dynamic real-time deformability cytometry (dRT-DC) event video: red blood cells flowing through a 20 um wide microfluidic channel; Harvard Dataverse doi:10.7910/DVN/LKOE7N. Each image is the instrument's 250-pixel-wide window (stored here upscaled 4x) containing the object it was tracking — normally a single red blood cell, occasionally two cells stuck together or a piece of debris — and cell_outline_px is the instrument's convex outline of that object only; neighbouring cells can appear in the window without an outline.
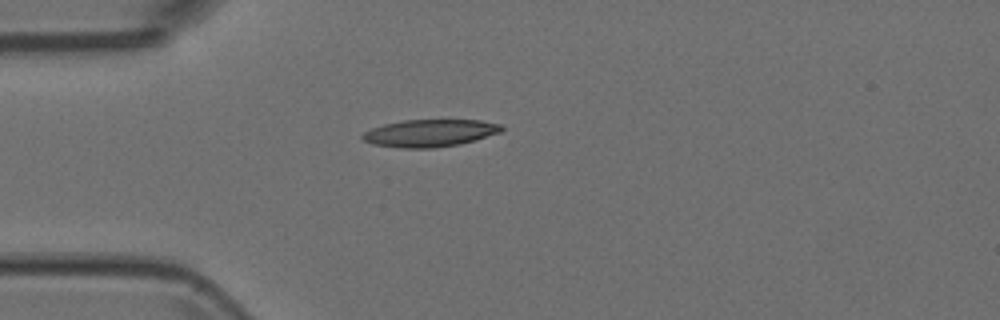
{"species": "Egyptian fruit bat (a non-hibernating species)", "species_latin": "Rousettus aegyptiacus", "temperature_condition": "room temperature", "stored_images_in_passage": 1, "camera_frame_rate_fps": 3000, "um_per_image_px": 0.085, "animal": {"sex": "female"}, "frame": {"image": 1, "passage_image": 1, "time_ms": 0.0, "image_size_px": [1000, 320], "cell_outline_px": [[504, 128], [500, 132], [476, 140], [460, 144], [436, 148], [400, 148], [372, 144], [364, 140], [360, 136], [364, 132], [372, 128], [384, 124], [404, 120], [480, 120], [500, 124]], "centroid_in_image_um": [36.53, 11.32], "position_along_channel_um": 48.5, "area_um2": 22.2}}